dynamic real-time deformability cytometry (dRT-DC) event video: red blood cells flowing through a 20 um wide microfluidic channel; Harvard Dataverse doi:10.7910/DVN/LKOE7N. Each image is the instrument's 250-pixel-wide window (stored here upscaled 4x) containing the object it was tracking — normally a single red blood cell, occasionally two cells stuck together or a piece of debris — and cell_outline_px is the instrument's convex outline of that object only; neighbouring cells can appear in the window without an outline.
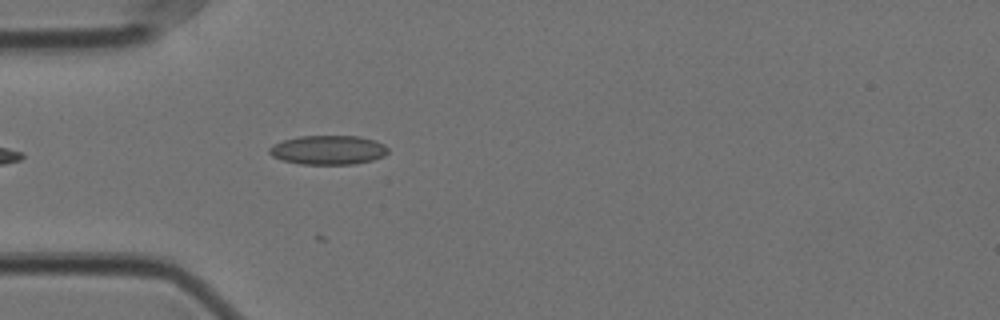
{"species": "Egyptian fruit bat (a non-hibernating species)", "species_latin": "Rousettus aegyptiacus", "temperature_condition": "cold", "stored_images_in_passage": 8, "camera_frame_rate_fps": 3000, "um_per_image_px": 0.085, "animal": {"sex": "female"}, "frame": {"image": 1, "passage_image": 1, "time_ms": 0.0, "image_size_px": [1000, 320], "cell_outline_px": [[388, 152], [384, 156], [372, 160], [352, 164], [300, 164], [284, 160], [272, 156], [268, 152], [268, 148], [284, 140], [300, 136], [360, 136], [376, 140], [384, 144], [388, 148]], "centroid_in_image_um": [27.93, 12.74], "position_along_channel_um": 57.1, "area_um2": 20.11}}
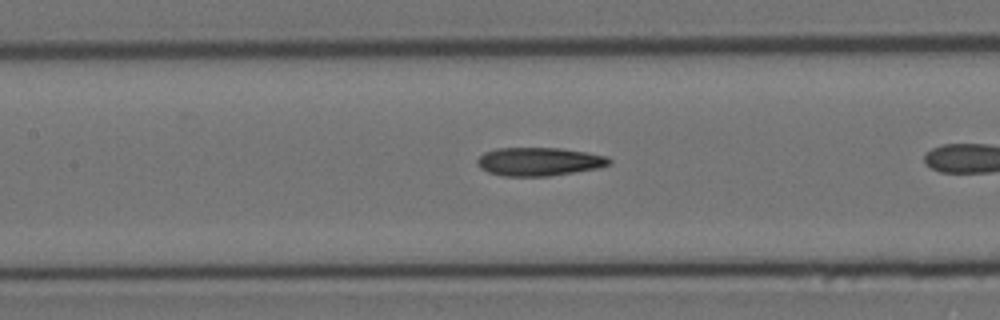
{"frame": {"image": 2, "passage_image": 7, "time_ms": 2.0, "image_size_px": [1000, 320], "cell_outline_px": [[612, 164], [600, 168], [548, 176], [504, 176], [488, 172], [480, 168], [476, 164], [476, 160], [484, 152], [496, 148], [560, 148], [588, 152], [608, 156], [612, 160]], "centroid_in_image_um": [45.85, 13.73], "position_along_channel_um": 161.6, "area_um2": 22.08}}